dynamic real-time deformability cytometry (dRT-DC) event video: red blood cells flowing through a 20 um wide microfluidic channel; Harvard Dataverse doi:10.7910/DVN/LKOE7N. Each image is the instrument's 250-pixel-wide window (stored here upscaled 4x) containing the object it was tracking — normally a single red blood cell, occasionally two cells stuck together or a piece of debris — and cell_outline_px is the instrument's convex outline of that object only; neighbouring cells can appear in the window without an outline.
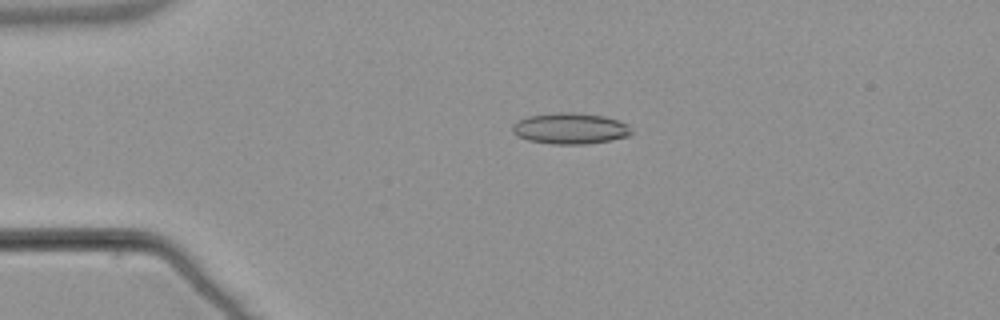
{"species": "common noctule bat (a hibernating species)", "species_latin": "Nyctalus noctula", "temperature_condition": "warm", "stored_images_in_passage": 52, "camera_frame_rate_fps": 3000, "um_per_image_px": 0.085, "animal": {"sex": "male", "body_mass_g": 21.5, "forearm_length_mm": 52.0}, "frame": {"image": 1, "passage_image": 10, "time_ms": 3.0, "image_size_px": [1000, 320], "cell_outline_px": [[632, 132], [628, 136], [608, 140], [584, 144], [552, 144], [528, 140], [516, 136], [512, 132], [512, 124], [528, 116], [556, 112], [572, 112], [604, 116], [628, 124]], "centroid_in_image_um": [48.43, 10.92], "position_along_channel_um": 36.6, "area_um2": 21.44}}
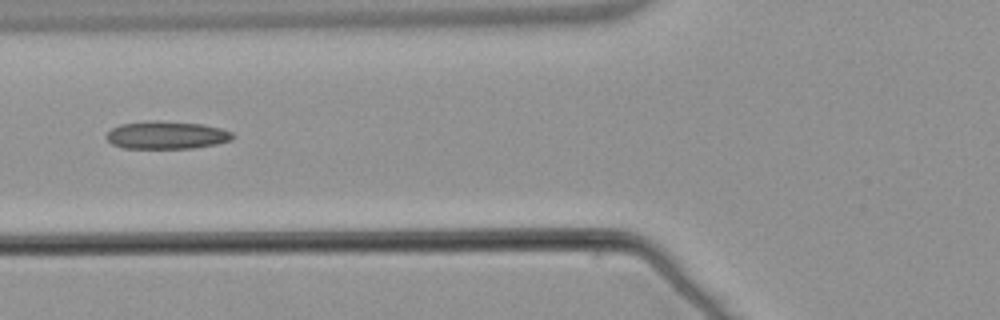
{"frame": {"image": 2, "passage_image": 19, "time_ms": 6.0, "image_size_px": [1000, 320], "cell_outline_px": [[236, 136], [232, 140], [216, 144], [192, 148], [124, 148], [112, 144], [104, 136], [112, 128], [120, 124], [152, 120], [160, 120], [204, 124], [220, 128], [232, 132]], "centroid_in_image_um": [14.17, 11.47], "position_along_channel_um": 111.6, "area_um2": 20.63}}
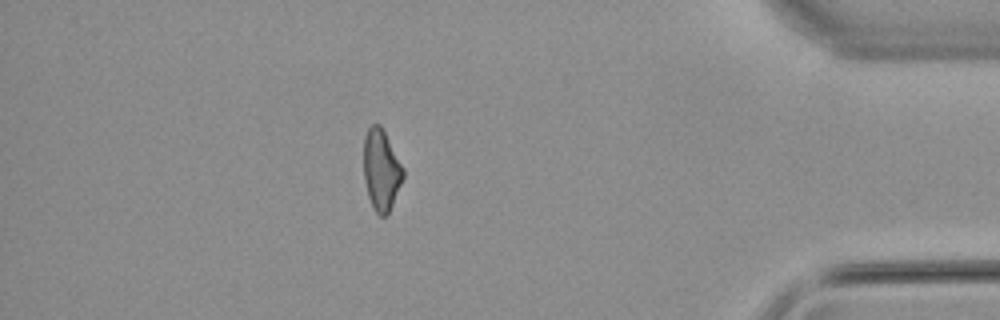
{"frame": {"image": 3, "passage_image": 45, "time_ms": 14.667, "image_size_px": [1000, 320], "cell_outline_px": [[404, 176], [388, 216], [380, 216], [376, 212], [368, 196], [364, 180], [364, 136], [368, 128], [372, 124], [380, 124], [404, 168]], "centroid_in_image_um": [32.41, 14.45], "position_along_channel_um": 402.8, "area_um2": 18.61}, "authors_computed_cell_mechanics": {"area_um2": 19.8832, "velocity_mm_per_s": 3.838, "shape_relaxation_time_tau1_ms": null, "shape_relaxation_time_tau2_ms": 3.4051, "deformation_change_tau1": null, "deformation_change_tau2": 0.1302}}